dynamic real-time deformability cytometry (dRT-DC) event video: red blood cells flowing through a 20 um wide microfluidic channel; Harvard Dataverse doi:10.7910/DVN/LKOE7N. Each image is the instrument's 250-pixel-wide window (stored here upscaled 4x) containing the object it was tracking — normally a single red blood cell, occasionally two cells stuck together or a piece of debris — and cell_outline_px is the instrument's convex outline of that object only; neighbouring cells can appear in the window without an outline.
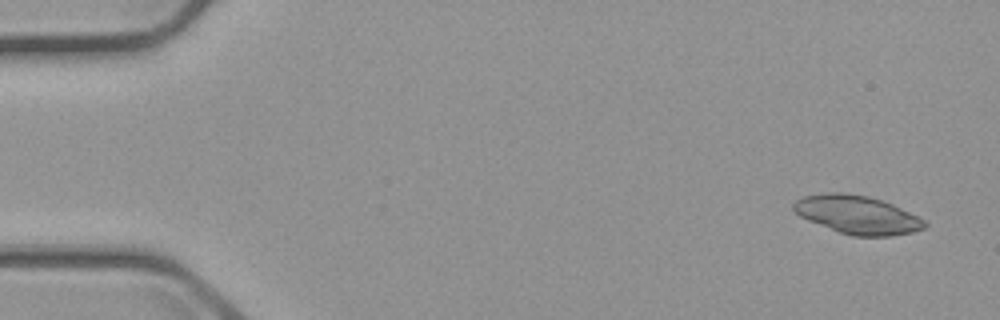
{"species": "common noctule bat (a hibernating species)", "species_latin": "Nyctalus noctula", "temperature_condition": "cold", "stored_images_in_passage": 7, "segment_of_instrument_passage": [1, 2], "camera_frame_rate_fps": 3000, "um_per_image_px": 0.085, "animal": {"sex": "male", "body_mass_g": 23.1, "forearm_length_mm": 52.7}, "frame": {"image": 1, "passage_image": 1, "time_ms": 0.0, "image_size_px": [1000, 320], "cell_outline_px": [[928, 224], [924, 228], [912, 232], [892, 236], [852, 236], [840, 232], [808, 220], [800, 216], [792, 208], [792, 204], [796, 200], [804, 196], [824, 192], [844, 192], [868, 196], [892, 204], [924, 220]], "centroid_in_image_um": [72.85, 18.24], "position_along_channel_um": 12.2, "area_um2": 29.07}}